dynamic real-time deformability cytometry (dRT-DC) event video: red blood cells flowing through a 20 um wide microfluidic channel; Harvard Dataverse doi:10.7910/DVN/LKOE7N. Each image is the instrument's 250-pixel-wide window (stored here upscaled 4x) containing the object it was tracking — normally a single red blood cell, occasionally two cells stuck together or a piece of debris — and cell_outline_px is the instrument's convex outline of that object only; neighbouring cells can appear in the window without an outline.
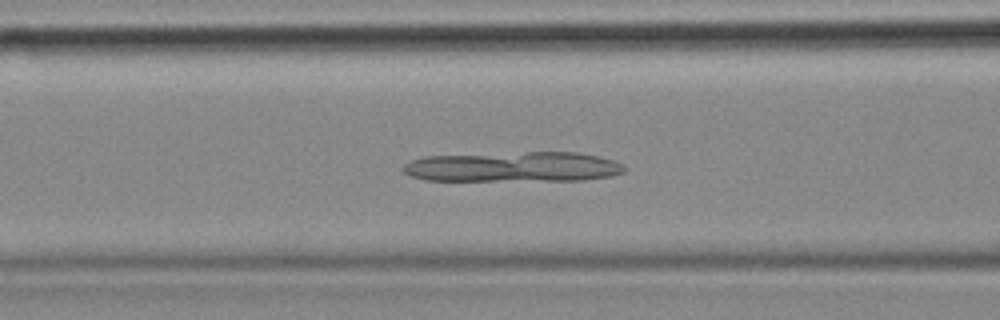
{"species": "common noctule bat (a hibernating species)", "species_latin": "Nyctalus noctula", "temperature_condition": "cold", "stored_images_in_passage": 56, "camera_frame_rate_fps": 3000, "um_per_image_px": 0.085, "animal": {"sex": "female", "body_mass_g": 18.4}, "frame": {"image": 1, "passage_image": 22, "time_ms": 7.0, "image_size_px": [1000, 320], "cell_outline_px": [[624, 172], [612, 176], [584, 180], [424, 180], [412, 176], [404, 172], [400, 168], [404, 164], [412, 160], [424, 156], [528, 152], [576, 152], [596, 156], [612, 160], [624, 164]], "centroid_in_image_um": [43.62, 14.18], "position_along_channel_um": 123.0, "area_um2": 38.73}}
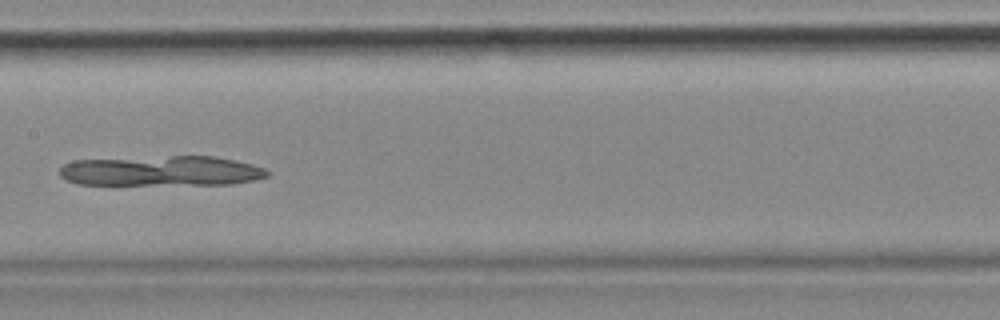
{"frame": {"image": 2, "passage_image": 28, "time_ms": 9.0, "image_size_px": [1000, 320], "cell_outline_px": [[272, 172], [268, 176], [252, 180], [232, 184], [76, 184], [60, 176], [60, 168], [64, 164], [72, 160], [172, 156], [216, 156], [252, 164], [264, 168]], "centroid_in_image_um": [13.74, 14.52], "position_along_channel_um": 193.7, "area_um2": 36.36}}
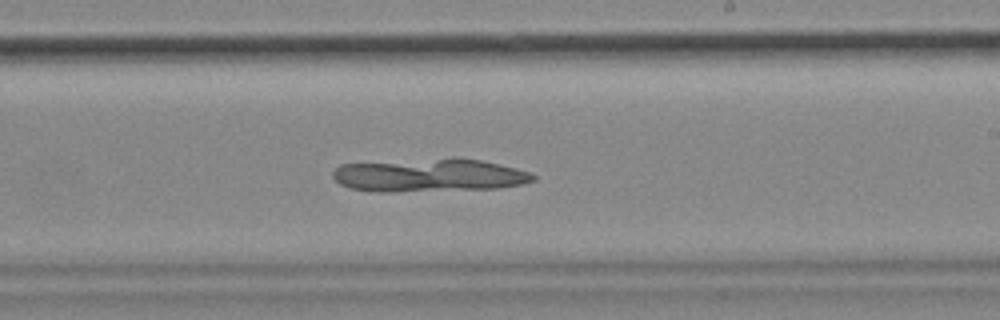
{"frame": {"image": 3, "passage_image": 33, "time_ms": 10.667, "image_size_px": [1000, 320], "cell_outline_px": [[536, 180], [524, 184], [500, 188], [396, 192], [376, 192], [352, 188], [340, 184], [332, 176], [332, 172], [340, 164], [452, 156], [456, 156], [480, 160], [500, 164], [532, 172], [536, 176]], "centroid_in_image_um": [36.53, 14.88], "position_along_channel_um": 252.5, "area_um2": 39.65}}